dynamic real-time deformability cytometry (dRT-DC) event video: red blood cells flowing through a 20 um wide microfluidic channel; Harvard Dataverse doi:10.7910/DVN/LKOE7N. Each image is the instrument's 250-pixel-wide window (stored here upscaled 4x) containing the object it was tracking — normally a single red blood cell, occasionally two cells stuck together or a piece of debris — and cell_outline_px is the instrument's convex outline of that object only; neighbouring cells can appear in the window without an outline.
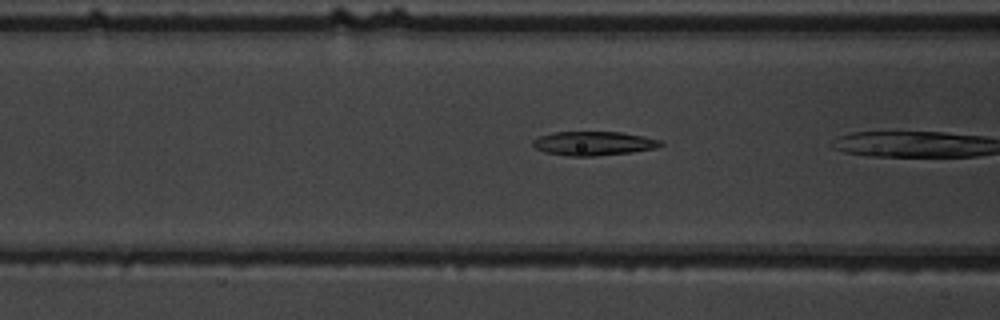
{"species": "common noctule bat (a hibernating species)", "species_latin": "Nyctalus noctula", "temperature_condition": "warm", "stored_images_in_passage": 6, "camera_frame_rate_fps": 3000, "um_per_image_px": 0.085, "animal": {"sex": "male", "body_mass_g": 19.5, "forearm_length_mm": 54.6}, "frame": {"image": 1, "passage_image": 4, "time_ms": 1.0, "image_size_px": [1000, 320], "cell_outline_px": [[664, 144], [656, 148], [632, 152], [592, 156], [568, 156], [544, 152], [536, 148], [532, 144], [532, 140], [540, 136], [552, 132], [620, 132], [644, 136], [660, 140]], "centroid_in_image_um": [50.44, 12.19], "position_along_channel_um": 116.2, "area_um2": 17.86}}